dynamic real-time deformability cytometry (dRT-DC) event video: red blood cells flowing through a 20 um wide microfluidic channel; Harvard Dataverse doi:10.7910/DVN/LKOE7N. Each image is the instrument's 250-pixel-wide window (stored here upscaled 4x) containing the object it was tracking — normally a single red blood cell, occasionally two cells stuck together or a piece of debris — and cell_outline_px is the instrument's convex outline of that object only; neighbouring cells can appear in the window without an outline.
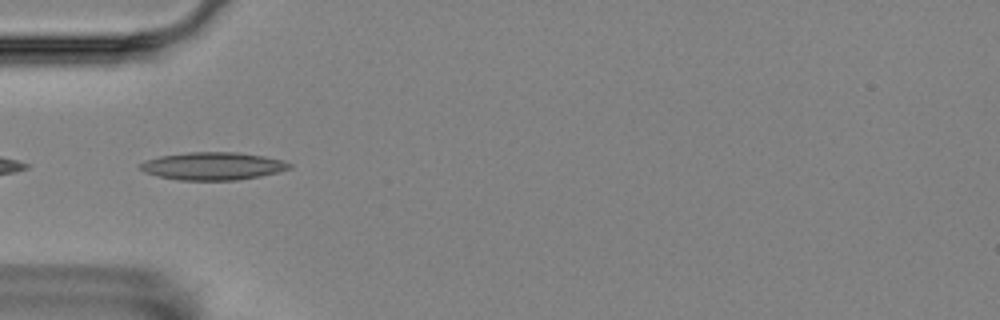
{"species": "Egyptian fruit bat (a non-hibernating species)", "species_latin": "Rousettus aegyptiacus", "temperature_condition": "room temperature", "stored_images_in_passage": 40, "camera_frame_rate_fps": 3000, "um_per_image_px": 0.085, "animal": {"sex": "female"}, "frame": {"image": 1, "passage_image": 2, "time_ms": 0.333, "image_size_px": [1000, 320], "cell_outline_px": [[292, 168], [260, 176], [236, 180], [176, 180], [156, 176], [144, 172], [140, 168], [140, 164], [144, 160], [160, 156], [188, 152], [236, 152], [264, 156], [284, 160], [292, 164]], "centroid_in_image_um": [18.08, 14.11], "position_along_channel_um": 66.9, "area_um2": 24.22}}
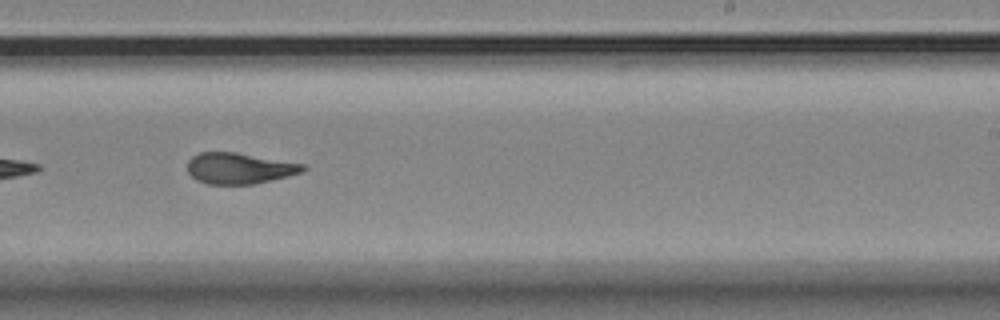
{"frame": {"image": 2, "passage_image": 19, "time_ms": 6.0, "image_size_px": [1000, 320], "cell_outline_px": [[308, 168], [304, 172], [256, 184], [208, 184], [196, 180], [188, 172], [188, 160], [192, 156], [200, 152], [236, 152], [304, 164]], "centroid_in_image_um": [20.36, 14.31], "position_along_channel_um": 268.6, "area_um2": 20.98}}
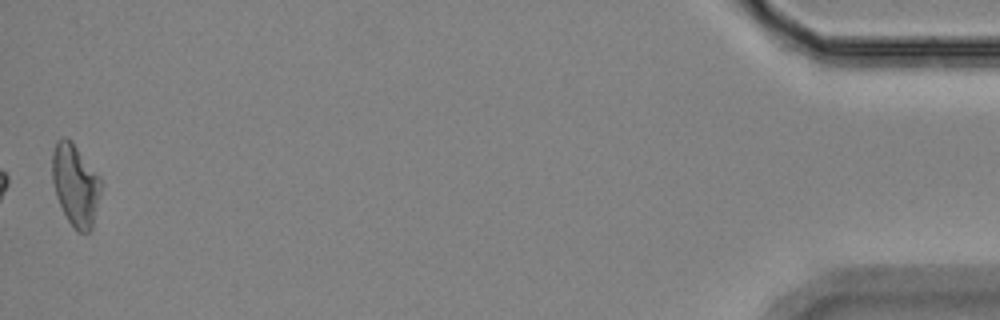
{"frame": {"image": 3, "passage_image": 40, "time_ms": 13.0, "image_size_px": [1000, 320], "cell_outline_px": [[100, 192], [92, 228], [88, 232], [76, 232], [68, 220], [60, 204], [52, 180], [52, 152], [56, 140], [64, 136], [72, 140], [100, 176]], "centroid_in_image_um": [6.4, 15.67], "position_along_channel_um": 428.8, "area_um2": 23.18}, "authors_computed_cell_mechanics": {"area_um2": 21.7617, "velocity_mm_per_s": 3.5542, "shape_relaxation_time_tau1_ms": null, "shape_relaxation_time_tau2_ms": 2.0733, "deformation_change_tau1": null, "deformation_change_tau2": 0.0913}}